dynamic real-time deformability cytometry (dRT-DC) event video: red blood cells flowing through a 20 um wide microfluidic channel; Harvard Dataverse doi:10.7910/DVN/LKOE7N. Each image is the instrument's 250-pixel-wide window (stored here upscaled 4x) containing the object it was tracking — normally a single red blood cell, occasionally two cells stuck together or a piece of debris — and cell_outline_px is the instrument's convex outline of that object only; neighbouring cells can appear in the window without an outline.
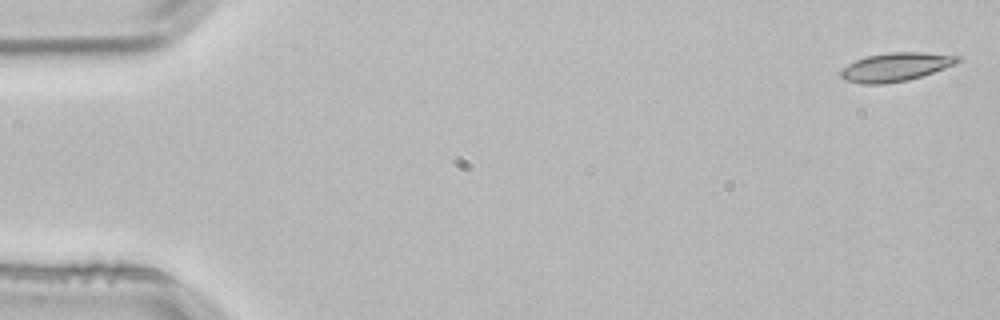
{"species": "common noctule bat (a hibernating species)", "species_latin": "Nyctalus noctula", "temperature_condition": "room temperature", "stored_images_in_passage": 3, "camera_frame_rate_fps": 3000, "um_per_image_px": 0.085, "animal": {"sex": "male", "body_mass_g": 21.5, "forearm_length_mm": 52.0}, "frame": {"image": 1, "passage_image": 1, "time_ms": 0.0, "image_size_px": [1000, 320], "cell_outline_px": [[964, 60], [956, 64], [908, 80], [884, 84], [860, 84], [844, 80], [840, 76], [840, 72], [848, 64], [856, 60], [868, 56], [888, 52], [924, 52], [960, 56]], "centroid_in_image_um": [76.15, 5.69], "position_along_channel_um": 8.9, "area_um2": 19.48}}